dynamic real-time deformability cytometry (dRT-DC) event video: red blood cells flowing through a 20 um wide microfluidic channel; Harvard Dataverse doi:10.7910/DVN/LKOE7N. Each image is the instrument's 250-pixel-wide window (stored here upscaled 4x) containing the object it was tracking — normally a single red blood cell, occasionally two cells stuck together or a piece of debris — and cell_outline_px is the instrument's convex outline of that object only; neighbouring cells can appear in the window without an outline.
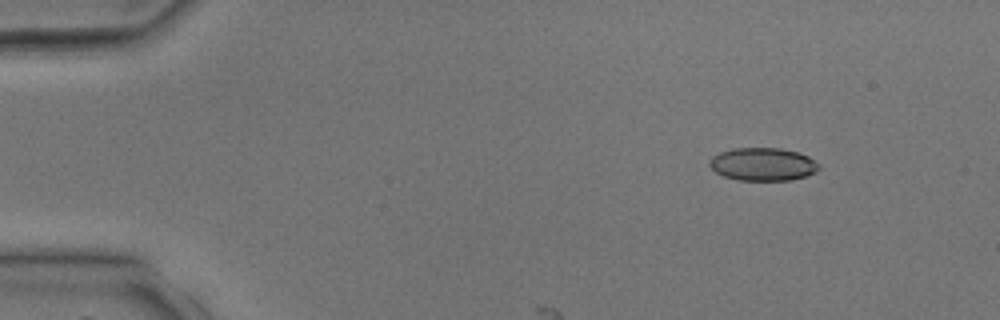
{"species": "common noctule bat (a hibernating species)", "species_latin": "Nyctalus noctula", "temperature_condition": "room temperature", "stored_images_in_passage": 4, "segment_of_instrument_passage": [1, 2], "camera_frame_rate_fps": 3000, "um_per_image_px": 0.085, "animal": {"sex": "male", "body_mass_g": 17.9, "forearm_length_mm": 54.2}, "frame": {"image": 1, "passage_image": 1, "time_ms": 0.0, "image_size_px": [1000, 320], "cell_outline_px": [[820, 168], [816, 172], [804, 176], [788, 180], [736, 180], [724, 176], [716, 172], [708, 164], [708, 160], [712, 156], [720, 152], [732, 148], [780, 148], [796, 152], [808, 156], [820, 164]], "centroid_in_image_um": [64.82, 13.95], "position_along_channel_um": 20.2, "area_um2": 21.04}}